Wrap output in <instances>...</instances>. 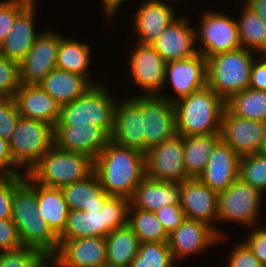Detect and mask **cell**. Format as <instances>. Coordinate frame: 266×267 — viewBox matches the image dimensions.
Returning <instances> with one entry per match:
<instances>
[{"label": "cell", "instance_id": "cell-1", "mask_svg": "<svg viewBox=\"0 0 266 267\" xmlns=\"http://www.w3.org/2000/svg\"><path fill=\"white\" fill-rule=\"evenodd\" d=\"M94 174L109 196L130 199L146 176L145 153L110 140L94 159Z\"/></svg>", "mask_w": 266, "mask_h": 267}, {"label": "cell", "instance_id": "cell-2", "mask_svg": "<svg viewBox=\"0 0 266 267\" xmlns=\"http://www.w3.org/2000/svg\"><path fill=\"white\" fill-rule=\"evenodd\" d=\"M24 174L25 180L14 190L11 220L17 226L23 246L52 257L58 250L59 238L39 216L37 183L26 172Z\"/></svg>", "mask_w": 266, "mask_h": 267}, {"label": "cell", "instance_id": "cell-3", "mask_svg": "<svg viewBox=\"0 0 266 267\" xmlns=\"http://www.w3.org/2000/svg\"><path fill=\"white\" fill-rule=\"evenodd\" d=\"M174 103L176 131L184 137L220 134L225 101L205 86Z\"/></svg>", "mask_w": 266, "mask_h": 267}, {"label": "cell", "instance_id": "cell-4", "mask_svg": "<svg viewBox=\"0 0 266 267\" xmlns=\"http://www.w3.org/2000/svg\"><path fill=\"white\" fill-rule=\"evenodd\" d=\"M130 199L109 196L101 210H69L64 231L59 240L83 237H106L116 228L128 224Z\"/></svg>", "mask_w": 266, "mask_h": 267}, {"label": "cell", "instance_id": "cell-5", "mask_svg": "<svg viewBox=\"0 0 266 267\" xmlns=\"http://www.w3.org/2000/svg\"><path fill=\"white\" fill-rule=\"evenodd\" d=\"M94 172V159L79 152L62 150L53 145L28 171L38 184L61 188L84 180Z\"/></svg>", "mask_w": 266, "mask_h": 267}, {"label": "cell", "instance_id": "cell-6", "mask_svg": "<svg viewBox=\"0 0 266 267\" xmlns=\"http://www.w3.org/2000/svg\"><path fill=\"white\" fill-rule=\"evenodd\" d=\"M252 51L238 48L207 59V86L225 102L233 95L249 88Z\"/></svg>", "mask_w": 266, "mask_h": 267}, {"label": "cell", "instance_id": "cell-7", "mask_svg": "<svg viewBox=\"0 0 266 267\" xmlns=\"http://www.w3.org/2000/svg\"><path fill=\"white\" fill-rule=\"evenodd\" d=\"M106 91L103 84H94L81 97L61 106L59 120L54 126L93 124L102 127L111 135L117 102Z\"/></svg>", "mask_w": 266, "mask_h": 267}, {"label": "cell", "instance_id": "cell-8", "mask_svg": "<svg viewBox=\"0 0 266 267\" xmlns=\"http://www.w3.org/2000/svg\"><path fill=\"white\" fill-rule=\"evenodd\" d=\"M53 126L36 119L21 117L9 140V150L14 162L26 173L54 145Z\"/></svg>", "mask_w": 266, "mask_h": 267}, {"label": "cell", "instance_id": "cell-9", "mask_svg": "<svg viewBox=\"0 0 266 267\" xmlns=\"http://www.w3.org/2000/svg\"><path fill=\"white\" fill-rule=\"evenodd\" d=\"M142 110L145 153L177 134L174 103L161 95L132 98Z\"/></svg>", "mask_w": 266, "mask_h": 267}, {"label": "cell", "instance_id": "cell-10", "mask_svg": "<svg viewBox=\"0 0 266 267\" xmlns=\"http://www.w3.org/2000/svg\"><path fill=\"white\" fill-rule=\"evenodd\" d=\"M148 178L182 183L188 180L184 166V136L176 134L145 153Z\"/></svg>", "mask_w": 266, "mask_h": 267}, {"label": "cell", "instance_id": "cell-11", "mask_svg": "<svg viewBox=\"0 0 266 267\" xmlns=\"http://www.w3.org/2000/svg\"><path fill=\"white\" fill-rule=\"evenodd\" d=\"M200 22L196 42L200 41L203 46L197 49L206 59L241 47L235 19L218 12H205Z\"/></svg>", "mask_w": 266, "mask_h": 267}, {"label": "cell", "instance_id": "cell-12", "mask_svg": "<svg viewBox=\"0 0 266 267\" xmlns=\"http://www.w3.org/2000/svg\"><path fill=\"white\" fill-rule=\"evenodd\" d=\"M261 195V191L238 178L225 191L218 193V220L254 226Z\"/></svg>", "mask_w": 266, "mask_h": 267}, {"label": "cell", "instance_id": "cell-13", "mask_svg": "<svg viewBox=\"0 0 266 267\" xmlns=\"http://www.w3.org/2000/svg\"><path fill=\"white\" fill-rule=\"evenodd\" d=\"M61 34L42 32L20 64L21 85L38 84L56 68L57 51Z\"/></svg>", "mask_w": 266, "mask_h": 267}, {"label": "cell", "instance_id": "cell-14", "mask_svg": "<svg viewBox=\"0 0 266 267\" xmlns=\"http://www.w3.org/2000/svg\"><path fill=\"white\" fill-rule=\"evenodd\" d=\"M132 79L143 88V95H161L165 84L166 62L150 44L137 43L130 54Z\"/></svg>", "mask_w": 266, "mask_h": 267}, {"label": "cell", "instance_id": "cell-15", "mask_svg": "<svg viewBox=\"0 0 266 267\" xmlns=\"http://www.w3.org/2000/svg\"><path fill=\"white\" fill-rule=\"evenodd\" d=\"M54 145L62 150L79 152L95 159L107 143L110 135L100 126H54Z\"/></svg>", "mask_w": 266, "mask_h": 267}, {"label": "cell", "instance_id": "cell-16", "mask_svg": "<svg viewBox=\"0 0 266 267\" xmlns=\"http://www.w3.org/2000/svg\"><path fill=\"white\" fill-rule=\"evenodd\" d=\"M170 79L177 97L166 98L174 102L207 86V59L198 53L186 59L166 62L165 82Z\"/></svg>", "mask_w": 266, "mask_h": 267}, {"label": "cell", "instance_id": "cell-17", "mask_svg": "<svg viewBox=\"0 0 266 267\" xmlns=\"http://www.w3.org/2000/svg\"><path fill=\"white\" fill-rule=\"evenodd\" d=\"M266 123L231 114H222L221 139L240 156L255 154L260 147Z\"/></svg>", "mask_w": 266, "mask_h": 267}, {"label": "cell", "instance_id": "cell-18", "mask_svg": "<svg viewBox=\"0 0 266 267\" xmlns=\"http://www.w3.org/2000/svg\"><path fill=\"white\" fill-rule=\"evenodd\" d=\"M105 237L59 240L52 256L62 267H100L107 263Z\"/></svg>", "mask_w": 266, "mask_h": 267}, {"label": "cell", "instance_id": "cell-19", "mask_svg": "<svg viewBox=\"0 0 266 267\" xmlns=\"http://www.w3.org/2000/svg\"><path fill=\"white\" fill-rule=\"evenodd\" d=\"M240 158L229 144L220 139L198 179L217 193L225 191L239 178Z\"/></svg>", "mask_w": 266, "mask_h": 267}, {"label": "cell", "instance_id": "cell-20", "mask_svg": "<svg viewBox=\"0 0 266 267\" xmlns=\"http://www.w3.org/2000/svg\"><path fill=\"white\" fill-rule=\"evenodd\" d=\"M218 193L202 183L198 178H190L182 182V207L186 218L198 220L211 226L219 237V230L211 225L218 220ZM212 221V222H211Z\"/></svg>", "mask_w": 266, "mask_h": 267}, {"label": "cell", "instance_id": "cell-21", "mask_svg": "<svg viewBox=\"0 0 266 267\" xmlns=\"http://www.w3.org/2000/svg\"><path fill=\"white\" fill-rule=\"evenodd\" d=\"M220 239L222 238L207 223L186 218L168 235V245L174 259L177 260L200 253Z\"/></svg>", "mask_w": 266, "mask_h": 267}, {"label": "cell", "instance_id": "cell-22", "mask_svg": "<svg viewBox=\"0 0 266 267\" xmlns=\"http://www.w3.org/2000/svg\"><path fill=\"white\" fill-rule=\"evenodd\" d=\"M195 43L196 29L190 27L186 18L176 17L151 45L165 62H169L198 54Z\"/></svg>", "mask_w": 266, "mask_h": 267}, {"label": "cell", "instance_id": "cell-23", "mask_svg": "<svg viewBox=\"0 0 266 267\" xmlns=\"http://www.w3.org/2000/svg\"><path fill=\"white\" fill-rule=\"evenodd\" d=\"M110 137L117 145L145 153L142 110L132 98L117 102L114 130Z\"/></svg>", "mask_w": 266, "mask_h": 267}, {"label": "cell", "instance_id": "cell-24", "mask_svg": "<svg viewBox=\"0 0 266 267\" xmlns=\"http://www.w3.org/2000/svg\"><path fill=\"white\" fill-rule=\"evenodd\" d=\"M35 2L32 0L15 18L14 25L0 44V55L20 63L27 55L36 38Z\"/></svg>", "mask_w": 266, "mask_h": 267}, {"label": "cell", "instance_id": "cell-25", "mask_svg": "<svg viewBox=\"0 0 266 267\" xmlns=\"http://www.w3.org/2000/svg\"><path fill=\"white\" fill-rule=\"evenodd\" d=\"M13 98L21 117L40 120L53 127L58 122L61 105L40 85H21Z\"/></svg>", "mask_w": 266, "mask_h": 267}, {"label": "cell", "instance_id": "cell-26", "mask_svg": "<svg viewBox=\"0 0 266 267\" xmlns=\"http://www.w3.org/2000/svg\"><path fill=\"white\" fill-rule=\"evenodd\" d=\"M162 0L143 2L134 15V29L141 44H153L162 32L176 19L174 7Z\"/></svg>", "mask_w": 266, "mask_h": 267}, {"label": "cell", "instance_id": "cell-27", "mask_svg": "<svg viewBox=\"0 0 266 267\" xmlns=\"http://www.w3.org/2000/svg\"><path fill=\"white\" fill-rule=\"evenodd\" d=\"M182 183L154 180L145 176L136 186L130 205L133 208L156 212L163 206L180 204Z\"/></svg>", "mask_w": 266, "mask_h": 267}, {"label": "cell", "instance_id": "cell-28", "mask_svg": "<svg viewBox=\"0 0 266 267\" xmlns=\"http://www.w3.org/2000/svg\"><path fill=\"white\" fill-rule=\"evenodd\" d=\"M38 85L63 106L81 97L93 83L81 75L55 68Z\"/></svg>", "mask_w": 266, "mask_h": 267}, {"label": "cell", "instance_id": "cell-29", "mask_svg": "<svg viewBox=\"0 0 266 267\" xmlns=\"http://www.w3.org/2000/svg\"><path fill=\"white\" fill-rule=\"evenodd\" d=\"M69 210H101L109 195L94 172L86 179L60 188Z\"/></svg>", "mask_w": 266, "mask_h": 267}, {"label": "cell", "instance_id": "cell-30", "mask_svg": "<svg viewBox=\"0 0 266 267\" xmlns=\"http://www.w3.org/2000/svg\"><path fill=\"white\" fill-rule=\"evenodd\" d=\"M37 204L39 216L59 236L66 227L69 212L61 189L37 183Z\"/></svg>", "mask_w": 266, "mask_h": 267}, {"label": "cell", "instance_id": "cell-31", "mask_svg": "<svg viewBox=\"0 0 266 267\" xmlns=\"http://www.w3.org/2000/svg\"><path fill=\"white\" fill-rule=\"evenodd\" d=\"M220 134H201L184 137V166L187 177L198 178L207 166Z\"/></svg>", "mask_w": 266, "mask_h": 267}, {"label": "cell", "instance_id": "cell-32", "mask_svg": "<svg viewBox=\"0 0 266 267\" xmlns=\"http://www.w3.org/2000/svg\"><path fill=\"white\" fill-rule=\"evenodd\" d=\"M105 238L107 264L116 267H129L131 261L136 257L140 245L139 238L132 228L128 224L116 228Z\"/></svg>", "mask_w": 266, "mask_h": 267}, {"label": "cell", "instance_id": "cell-33", "mask_svg": "<svg viewBox=\"0 0 266 267\" xmlns=\"http://www.w3.org/2000/svg\"><path fill=\"white\" fill-rule=\"evenodd\" d=\"M225 108L235 116L266 123V90L247 88L231 96Z\"/></svg>", "mask_w": 266, "mask_h": 267}, {"label": "cell", "instance_id": "cell-34", "mask_svg": "<svg viewBox=\"0 0 266 267\" xmlns=\"http://www.w3.org/2000/svg\"><path fill=\"white\" fill-rule=\"evenodd\" d=\"M90 58V47L87 43L61 36L57 51L56 68L81 75L89 80L87 68H89Z\"/></svg>", "mask_w": 266, "mask_h": 267}, {"label": "cell", "instance_id": "cell-35", "mask_svg": "<svg viewBox=\"0 0 266 267\" xmlns=\"http://www.w3.org/2000/svg\"><path fill=\"white\" fill-rule=\"evenodd\" d=\"M238 24L241 47L249 51L266 54V26L261 18L244 5Z\"/></svg>", "mask_w": 266, "mask_h": 267}, {"label": "cell", "instance_id": "cell-36", "mask_svg": "<svg viewBox=\"0 0 266 267\" xmlns=\"http://www.w3.org/2000/svg\"><path fill=\"white\" fill-rule=\"evenodd\" d=\"M128 225L143 242H168V234L164 230L155 212L133 208L128 209Z\"/></svg>", "mask_w": 266, "mask_h": 267}, {"label": "cell", "instance_id": "cell-37", "mask_svg": "<svg viewBox=\"0 0 266 267\" xmlns=\"http://www.w3.org/2000/svg\"><path fill=\"white\" fill-rule=\"evenodd\" d=\"M175 262L168 242H143L129 267H174Z\"/></svg>", "mask_w": 266, "mask_h": 267}, {"label": "cell", "instance_id": "cell-38", "mask_svg": "<svg viewBox=\"0 0 266 267\" xmlns=\"http://www.w3.org/2000/svg\"><path fill=\"white\" fill-rule=\"evenodd\" d=\"M239 178L264 192L266 190V156L259 153L242 156L240 158Z\"/></svg>", "mask_w": 266, "mask_h": 267}, {"label": "cell", "instance_id": "cell-39", "mask_svg": "<svg viewBox=\"0 0 266 267\" xmlns=\"http://www.w3.org/2000/svg\"><path fill=\"white\" fill-rule=\"evenodd\" d=\"M45 257L33 247L21 246L0 252V267H37Z\"/></svg>", "mask_w": 266, "mask_h": 267}, {"label": "cell", "instance_id": "cell-40", "mask_svg": "<svg viewBox=\"0 0 266 267\" xmlns=\"http://www.w3.org/2000/svg\"><path fill=\"white\" fill-rule=\"evenodd\" d=\"M20 86V64L0 55V98L14 97Z\"/></svg>", "mask_w": 266, "mask_h": 267}, {"label": "cell", "instance_id": "cell-41", "mask_svg": "<svg viewBox=\"0 0 266 267\" xmlns=\"http://www.w3.org/2000/svg\"><path fill=\"white\" fill-rule=\"evenodd\" d=\"M20 118L15 100L13 97L0 98V137L9 140L15 131Z\"/></svg>", "mask_w": 266, "mask_h": 267}, {"label": "cell", "instance_id": "cell-42", "mask_svg": "<svg viewBox=\"0 0 266 267\" xmlns=\"http://www.w3.org/2000/svg\"><path fill=\"white\" fill-rule=\"evenodd\" d=\"M25 180V175L0 176V219H11L14 190Z\"/></svg>", "mask_w": 266, "mask_h": 267}, {"label": "cell", "instance_id": "cell-43", "mask_svg": "<svg viewBox=\"0 0 266 267\" xmlns=\"http://www.w3.org/2000/svg\"><path fill=\"white\" fill-rule=\"evenodd\" d=\"M32 0H5L0 2V44L9 34L16 16Z\"/></svg>", "mask_w": 266, "mask_h": 267}, {"label": "cell", "instance_id": "cell-44", "mask_svg": "<svg viewBox=\"0 0 266 267\" xmlns=\"http://www.w3.org/2000/svg\"><path fill=\"white\" fill-rule=\"evenodd\" d=\"M155 214L168 235L172 231L176 230L186 219L185 213L180 204L163 206L157 210Z\"/></svg>", "mask_w": 266, "mask_h": 267}, {"label": "cell", "instance_id": "cell-45", "mask_svg": "<svg viewBox=\"0 0 266 267\" xmlns=\"http://www.w3.org/2000/svg\"><path fill=\"white\" fill-rule=\"evenodd\" d=\"M227 267H263L245 242L239 243L229 256Z\"/></svg>", "mask_w": 266, "mask_h": 267}, {"label": "cell", "instance_id": "cell-46", "mask_svg": "<svg viewBox=\"0 0 266 267\" xmlns=\"http://www.w3.org/2000/svg\"><path fill=\"white\" fill-rule=\"evenodd\" d=\"M23 246L17 226L11 219H0V252Z\"/></svg>", "mask_w": 266, "mask_h": 267}, {"label": "cell", "instance_id": "cell-47", "mask_svg": "<svg viewBox=\"0 0 266 267\" xmlns=\"http://www.w3.org/2000/svg\"><path fill=\"white\" fill-rule=\"evenodd\" d=\"M244 241L252 250L254 255L266 267V229H256L252 231Z\"/></svg>", "mask_w": 266, "mask_h": 267}, {"label": "cell", "instance_id": "cell-48", "mask_svg": "<svg viewBox=\"0 0 266 267\" xmlns=\"http://www.w3.org/2000/svg\"><path fill=\"white\" fill-rule=\"evenodd\" d=\"M14 168H12V167ZM19 166L14 162L7 140L0 137V176H16L21 175L18 171Z\"/></svg>", "mask_w": 266, "mask_h": 267}, {"label": "cell", "instance_id": "cell-49", "mask_svg": "<svg viewBox=\"0 0 266 267\" xmlns=\"http://www.w3.org/2000/svg\"><path fill=\"white\" fill-rule=\"evenodd\" d=\"M262 59L253 61L249 88L255 90H266V56L261 55Z\"/></svg>", "mask_w": 266, "mask_h": 267}, {"label": "cell", "instance_id": "cell-50", "mask_svg": "<svg viewBox=\"0 0 266 267\" xmlns=\"http://www.w3.org/2000/svg\"><path fill=\"white\" fill-rule=\"evenodd\" d=\"M245 6L255 12L266 26V0H245Z\"/></svg>", "mask_w": 266, "mask_h": 267}, {"label": "cell", "instance_id": "cell-51", "mask_svg": "<svg viewBox=\"0 0 266 267\" xmlns=\"http://www.w3.org/2000/svg\"><path fill=\"white\" fill-rule=\"evenodd\" d=\"M124 0H103V8L105 9L104 13L106 14V18L114 16L118 7L123 3Z\"/></svg>", "mask_w": 266, "mask_h": 267}, {"label": "cell", "instance_id": "cell-52", "mask_svg": "<svg viewBox=\"0 0 266 267\" xmlns=\"http://www.w3.org/2000/svg\"><path fill=\"white\" fill-rule=\"evenodd\" d=\"M52 261L53 265L55 267H62L57 260H55L53 257H48L46 256L38 265L37 267H52L51 265L48 264V262ZM53 266V267H54Z\"/></svg>", "mask_w": 266, "mask_h": 267}, {"label": "cell", "instance_id": "cell-53", "mask_svg": "<svg viewBox=\"0 0 266 267\" xmlns=\"http://www.w3.org/2000/svg\"><path fill=\"white\" fill-rule=\"evenodd\" d=\"M257 153H259L263 156H266V125H265V130L263 133L262 141H261V144H260V147H259Z\"/></svg>", "mask_w": 266, "mask_h": 267}, {"label": "cell", "instance_id": "cell-54", "mask_svg": "<svg viewBox=\"0 0 266 267\" xmlns=\"http://www.w3.org/2000/svg\"><path fill=\"white\" fill-rule=\"evenodd\" d=\"M100 267H116V266H112V265L106 263V264H104V265H102Z\"/></svg>", "mask_w": 266, "mask_h": 267}]
</instances>
